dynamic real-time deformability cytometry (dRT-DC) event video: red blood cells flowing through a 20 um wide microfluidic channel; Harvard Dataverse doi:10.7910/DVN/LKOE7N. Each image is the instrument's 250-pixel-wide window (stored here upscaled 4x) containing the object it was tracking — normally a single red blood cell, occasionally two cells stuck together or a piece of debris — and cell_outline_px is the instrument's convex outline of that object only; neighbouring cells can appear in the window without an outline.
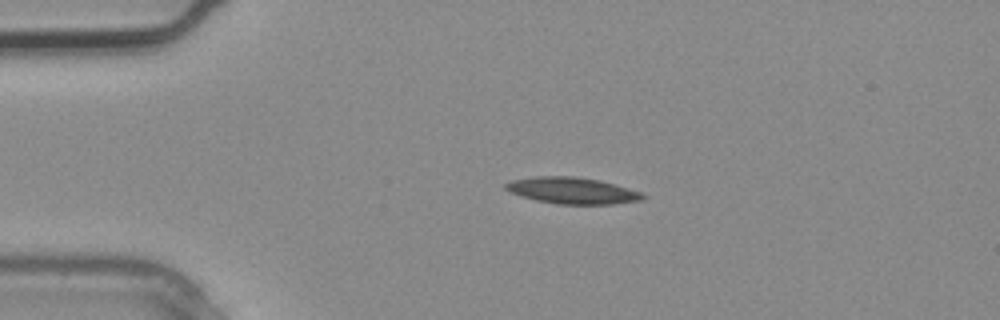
{"species": "common noctule bat (a hibernating species)", "species_latin": "Nyctalus noctula", "temperature_condition": "warm", "stored_images_in_passage": 2, "camera_frame_rate_fps": 3000, "um_per_image_px": 0.085, "animal": {"sex": "male", "body_mass_g": 20.4}, "frame": {"image": 1, "passage_image": 1, "time_ms": 0.0, "image_size_px": [1000, 320], "cell_outline_px": [[648, 196], [644, 200], [612, 204], [556, 204], [536, 200], [520, 196], [508, 192], [504, 188], [504, 184], [512, 180], [532, 176], [576, 176], [600, 180], [628, 188], [640, 192]], "centroid_in_image_um": [48.62, 16.2], "position_along_channel_um": 36.4, "area_um2": 21.39}}